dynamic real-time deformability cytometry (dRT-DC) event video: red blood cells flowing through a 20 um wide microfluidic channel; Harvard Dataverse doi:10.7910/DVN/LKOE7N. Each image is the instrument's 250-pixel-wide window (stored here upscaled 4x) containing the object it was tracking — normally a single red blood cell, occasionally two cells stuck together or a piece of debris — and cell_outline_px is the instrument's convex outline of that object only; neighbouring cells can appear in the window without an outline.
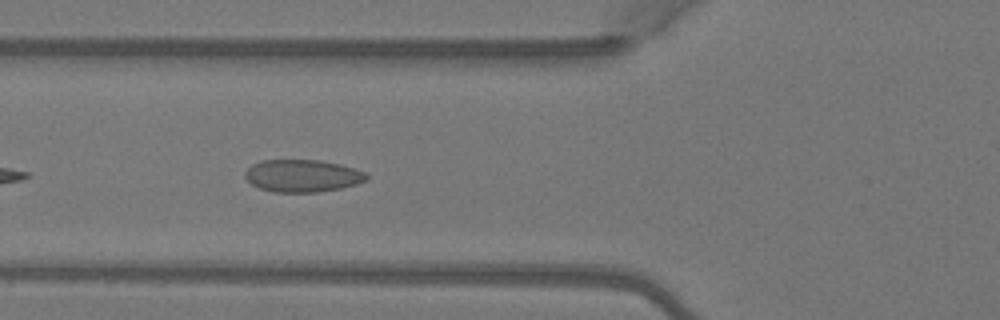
{"species": "Egyptian fruit bat (a non-hibernating species)", "species_latin": "Rousettus aegyptiacus", "temperature_condition": "warm", "stored_images_in_passage": 6, "segment_of_instrument_passage": [1, 2], "camera_frame_rate_fps": 3000, "um_per_image_px": 0.085, "animal": {"sex": "female"}, "frame": {"image": 1, "passage_image": 5, "time_ms": 1.333, "image_size_px": [1000, 320], "cell_outline_px": [[368, 180], [356, 184], [340, 188], [316, 192], [272, 192], [260, 188], [252, 184], [244, 176], [244, 172], [252, 164], [260, 160], [320, 160], [340, 164], [356, 168], [364, 172], [368, 176]], "centroid_in_image_um": [25.7, 14.93], "position_along_channel_um": 100.1, "area_um2": 23.0}}